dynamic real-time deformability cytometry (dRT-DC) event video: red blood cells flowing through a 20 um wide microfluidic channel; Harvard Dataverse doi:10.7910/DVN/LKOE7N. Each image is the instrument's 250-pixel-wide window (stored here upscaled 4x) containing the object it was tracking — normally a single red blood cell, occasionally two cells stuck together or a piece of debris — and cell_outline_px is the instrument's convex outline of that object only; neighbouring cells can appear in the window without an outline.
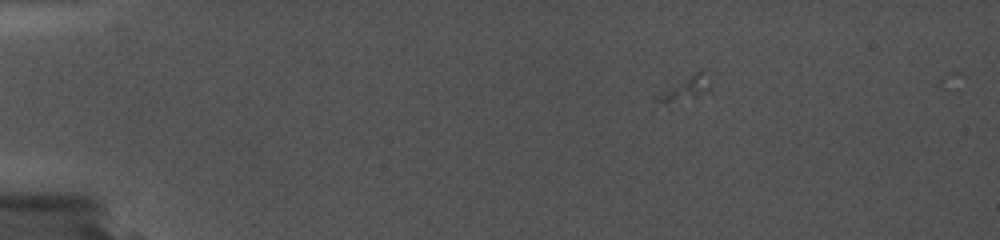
{"species": "common noctule bat (a hibernating species)", "species_latin": "Nyctalus noctula", "temperature_condition": "cold", "stored_images_in_passage": 3, "camera_frame_rate_fps": 5000, "um_per_image_px": 0.085, "animal": {"sex": "female", "body_mass_g": 19.0, "forearm_length_mm": 56.7}, "frame": {"image": 1, "passage_image": 2, "time_ms": 0.8, "image_size_px": [1000, 240], "cell_outline_px": [[660, 136], [636, 140], [628, 140], [528, 136], [512, 132], [516, 128], [524, 124], [644, 128], [656, 132]], "centroid_in_image_um": [49.76, 11.23], "position_along_channel_um": 35.2, "area_um2": 11.79}}